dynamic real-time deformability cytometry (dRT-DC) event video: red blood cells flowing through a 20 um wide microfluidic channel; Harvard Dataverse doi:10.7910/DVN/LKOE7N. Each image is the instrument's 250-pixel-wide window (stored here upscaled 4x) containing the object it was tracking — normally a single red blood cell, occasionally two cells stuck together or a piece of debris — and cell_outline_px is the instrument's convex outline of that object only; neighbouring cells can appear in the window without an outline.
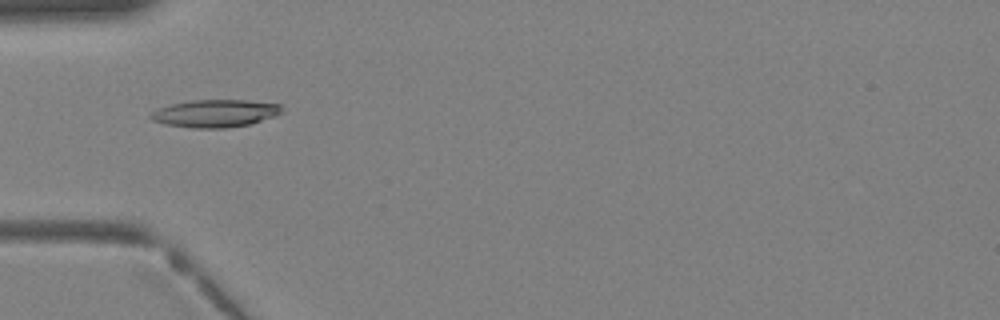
{"species": "Egyptian fruit bat (a non-hibernating species)", "species_latin": "Rousettus aegyptiacus", "temperature_condition": "warm", "stored_images_in_passage": 22, "camera_frame_rate_fps": 3000, "um_per_image_px": 0.085, "animal": {"sex": "female"}, "frame": {"image": 1, "passage_image": 5, "time_ms": 1.333, "image_size_px": [1000, 320], "cell_outline_px": [[276, 108], [256, 120], [244, 124], [176, 124], [184, 104], [276, 104]], "centroid_in_image_um": [18.95, 9.65], "position_along_channel_um": 66.1, "area_um2": 12.25}}
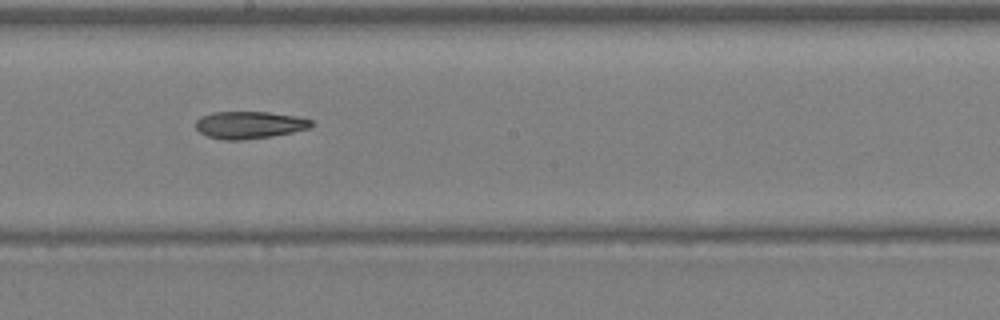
{"frame": {"image": 2, "passage_image": 14, "time_ms": 4.333, "image_size_px": [1000, 320], "cell_outline_px": [[308, 124], [300, 128], [284, 132], [260, 136], [216, 136], [204, 132], [200, 128], [212, 116], [228, 112], [256, 112], [284, 116], [308, 120]], "centroid_in_image_um": [21.3, 10.57], "position_along_channel_um": 226.9, "area_um2": 14.22}}
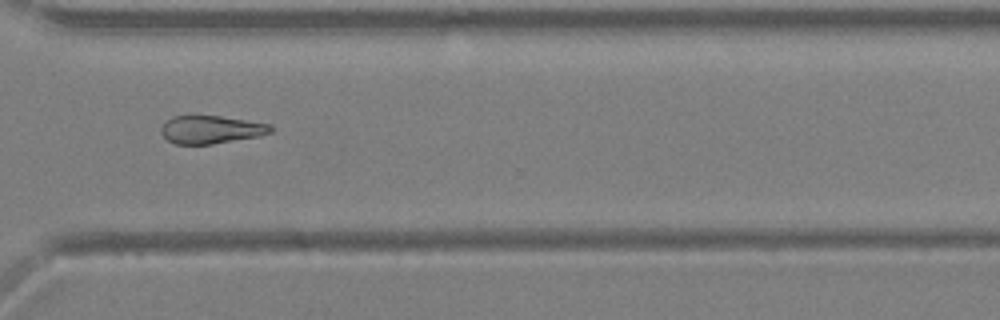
{"frame": {"image": 3, "passage_image": 21, "time_ms": 6.667, "image_size_px": [1000, 320], "cell_outline_px": [[260, 124], [248, 136], [204, 144], [180, 144], [172, 140], [180, 116], [212, 116]], "centroid_in_image_um": [17.88, 11.02], "position_along_channel_um": 352.7, "area_um2": 13.12}}